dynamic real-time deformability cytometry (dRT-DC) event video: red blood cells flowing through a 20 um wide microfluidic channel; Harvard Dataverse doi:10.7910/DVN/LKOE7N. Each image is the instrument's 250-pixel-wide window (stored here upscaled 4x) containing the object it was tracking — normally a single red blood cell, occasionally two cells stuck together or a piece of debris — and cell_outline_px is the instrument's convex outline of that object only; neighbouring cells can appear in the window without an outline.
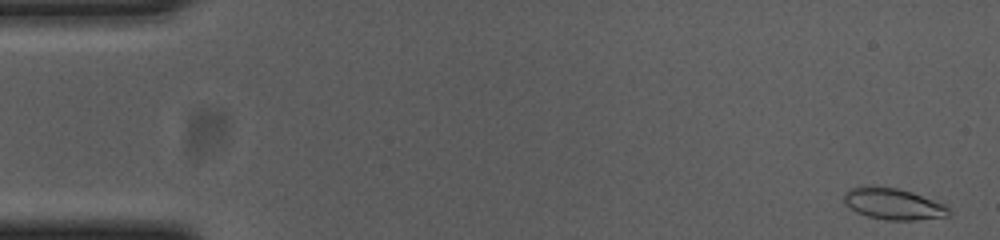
{"species": "common noctule bat (a hibernating species)", "species_latin": "Nyctalus noctula", "temperature_condition": "cold", "stored_images_in_passage": 11, "camera_frame_rate_fps": 3000, "um_per_image_px": 0.085, "animal": {"sex": "female", "body_mass_g": 23.0, "forearm_length_mm": 53.4}, "frame": {"image": 1, "passage_image": 1, "time_ms": 0.0, "image_size_px": [1000, 240], "cell_outline_px": [[952, 216], [916, 220], [888, 220], [868, 216], [856, 212], [844, 204], [844, 192], [848, 188], [896, 188], [912, 192], [944, 204], [948, 208]], "centroid_in_image_um": [75.96, 17.37], "position_along_channel_um": 9.0, "area_um2": 18.79}}